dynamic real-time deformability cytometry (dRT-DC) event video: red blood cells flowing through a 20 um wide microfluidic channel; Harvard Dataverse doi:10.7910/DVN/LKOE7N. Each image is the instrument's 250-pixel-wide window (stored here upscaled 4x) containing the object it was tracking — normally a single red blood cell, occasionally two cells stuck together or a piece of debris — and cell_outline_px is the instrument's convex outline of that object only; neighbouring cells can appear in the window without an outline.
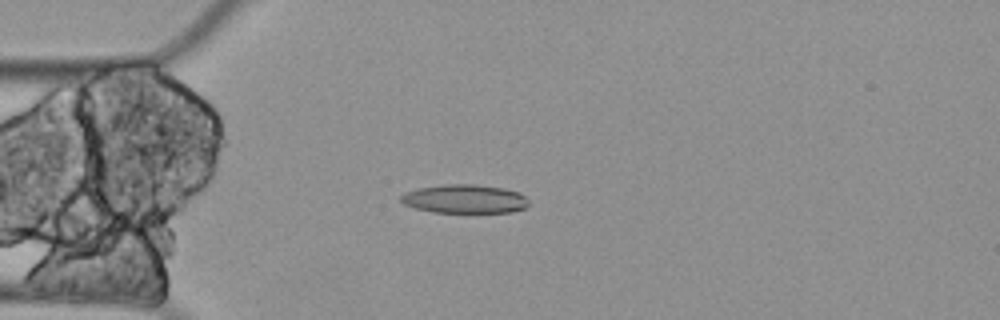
{"species": "Egyptian fruit bat (a non-hibernating species)", "species_latin": "Rousettus aegyptiacus", "temperature_condition": "cold", "stored_images_in_passage": 3, "camera_frame_rate_fps": 3000, "um_per_image_px": 0.085, "animal": {"sex": "female"}, "frame": {"image": 1, "passage_image": 3, "time_ms": 0.667, "image_size_px": [1000, 320], "cell_outline_px": [[528, 204], [524, 208], [512, 212], [432, 212], [416, 208], [404, 204], [400, 200], [400, 196], [404, 192], [420, 188], [444, 184], [476, 184], [504, 188], [520, 192], [528, 200]], "centroid_in_image_um": [39.5, 16.9], "position_along_channel_um": 45.5, "area_um2": 21.39}}